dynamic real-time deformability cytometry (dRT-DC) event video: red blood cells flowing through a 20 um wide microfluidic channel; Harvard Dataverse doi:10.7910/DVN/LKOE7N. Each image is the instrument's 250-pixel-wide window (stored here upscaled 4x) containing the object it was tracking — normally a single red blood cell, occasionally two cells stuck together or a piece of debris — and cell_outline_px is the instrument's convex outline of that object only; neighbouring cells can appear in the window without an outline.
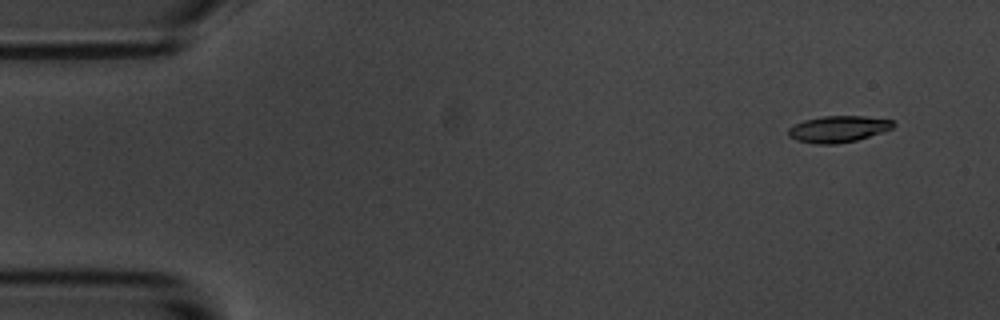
{"species": "common noctule bat (a hibernating species)", "species_latin": "Nyctalus noctula", "temperature_condition": "room temperature", "stored_images_in_passage": 5, "camera_frame_rate_fps": 3000, "um_per_image_px": 0.085, "animal": {"sex": "male", "body_mass_g": 20.1, "forearm_length_mm": 53.5}, "frame": {"image": 1, "passage_image": 1, "time_ms": 0.0, "image_size_px": [1000, 320], "cell_outline_px": [[896, 124], [892, 128], [856, 140], [836, 144], [816, 144], [796, 140], [788, 136], [788, 128], [804, 120], [824, 116], [864, 116], [892, 120]], "centroid_in_image_um": [71.22, 10.97], "position_along_channel_um": 13.8, "area_um2": 16.01}}
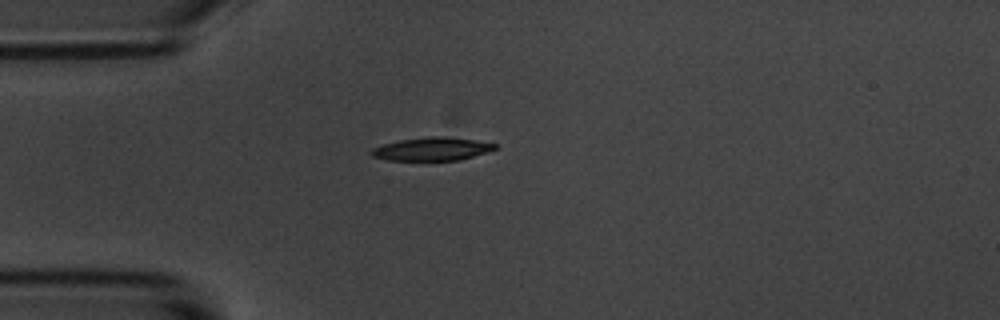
{"frame": {"image": 2, "passage_image": 4, "time_ms": 3.667, "image_size_px": [1000, 320], "cell_outline_px": [[496, 148], [488, 152], [460, 160], [388, 160], [372, 156], [368, 152], [372, 148], [384, 144], [400, 140], [428, 136], [444, 136], [476, 140], [496, 144]], "centroid_in_image_um": [36.71, 12.66], "position_along_channel_um": 48.3, "area_um2": 16.7}}